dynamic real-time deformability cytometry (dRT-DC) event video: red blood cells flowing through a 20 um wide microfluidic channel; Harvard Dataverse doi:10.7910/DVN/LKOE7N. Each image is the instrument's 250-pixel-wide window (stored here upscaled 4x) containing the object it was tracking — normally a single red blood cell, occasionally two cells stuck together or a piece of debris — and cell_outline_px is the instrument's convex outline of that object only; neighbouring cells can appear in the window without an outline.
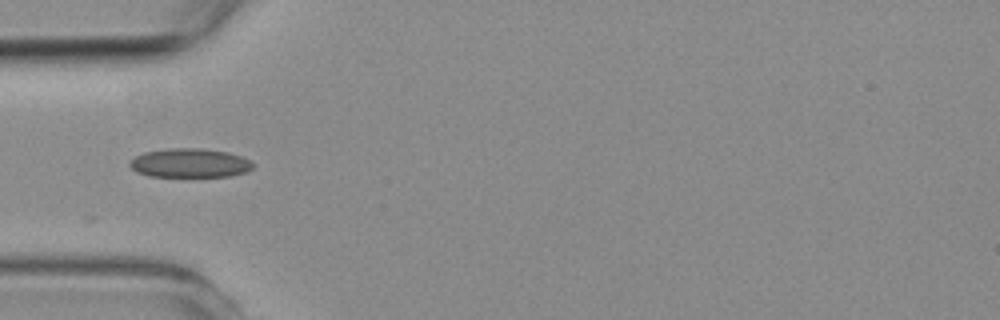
{"species": "common noctule bat (a hibernating species)", "species_latin": "Nyctalus noctula", "temperature_condition": "room temperature", "stored_images_in_passage": 27, "camera_frame_rate_fps": 3000, "um_per_image_px": 0.085, "animal": {"sex": "female", "body_mass_g": 19.3, "forearm_length_mm": 54.1}, "frame": {"image": 1, "passage_image": 1, "time_ms": 0.0, "image_size_px": [1000, 320], "cell_outline_px": [[252, 168], [244, 172], [228, 176], [148, 176], [136, 172], [128, 164], [136, 156], [144, 152], [172, 148], [200, 148], [228, 152], [240, 156], [248, 160], [252, 164]], "centroid_in_image_um": [16.09, 13.85], "position_along_channel_um": 68.9, "area_um2": 20.52}}
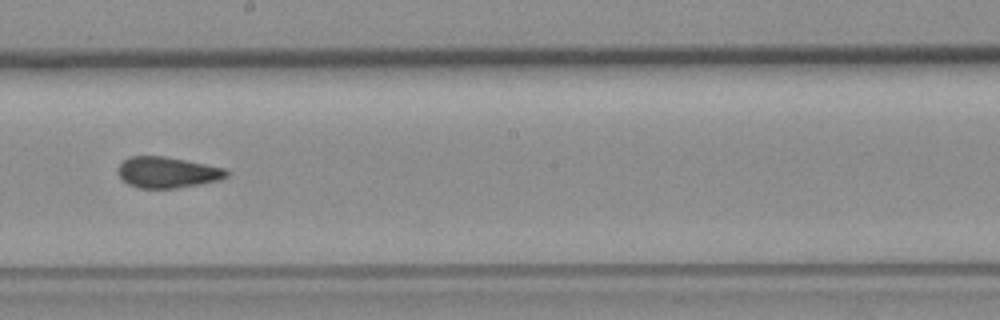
{"frame": {"image": 2, "passage_image": 14, "time_ms": 4.333, "image_size_px": [1000, 320], "cell_outline_px": [[228, 176], [220, 180], [200, 184], [176, 188], [140, 188], [128, 184], [120, 176], [120, 164], [128, 156], [164, 156], [224, 168], [228, 172]], "centroid_in_image_um": [14.24, 14.65], "position_along_channel_um": 234.0, "area_um2": 19.31}}
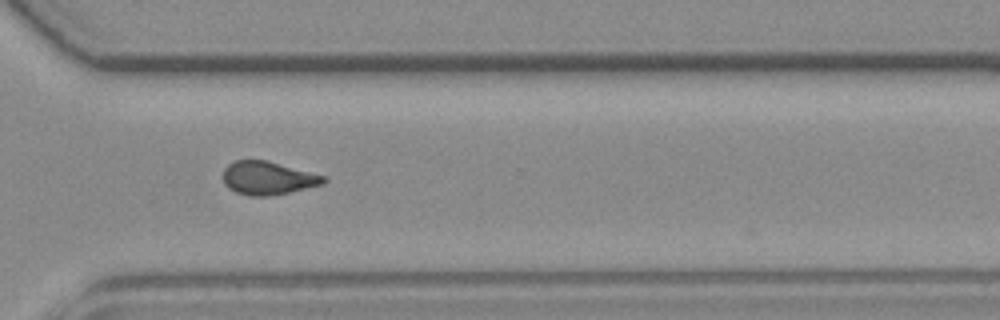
{"frame": {"image": 3, "passage_image": 23, "time_ms": 7.333, "image_size_px": [1000, 320], "cell_outline_px": [[328, 180], [324, 184], [288, 192], [268, 196], [252, 196], [236, 192], [228, 188], [224, 184], [224, 168], [228, 164], [236, 160], [268, 160], [324, 176]], "centroid_in_image_um": [22.76, 15.13], "position_along_channel_um": 347.8, "area_um2": 19.36}, "authors_computed_cell_mechanics": {"area_um2": 19.7676, "velocity_mm_per_s": 3.7988, "shape_relaxation_time_tau1_ms": null, "shape_relaxation_time_tau2_ms": 1.5392, "deformation_change_tau1": null, "deformation_change_tau2": 0.067}}